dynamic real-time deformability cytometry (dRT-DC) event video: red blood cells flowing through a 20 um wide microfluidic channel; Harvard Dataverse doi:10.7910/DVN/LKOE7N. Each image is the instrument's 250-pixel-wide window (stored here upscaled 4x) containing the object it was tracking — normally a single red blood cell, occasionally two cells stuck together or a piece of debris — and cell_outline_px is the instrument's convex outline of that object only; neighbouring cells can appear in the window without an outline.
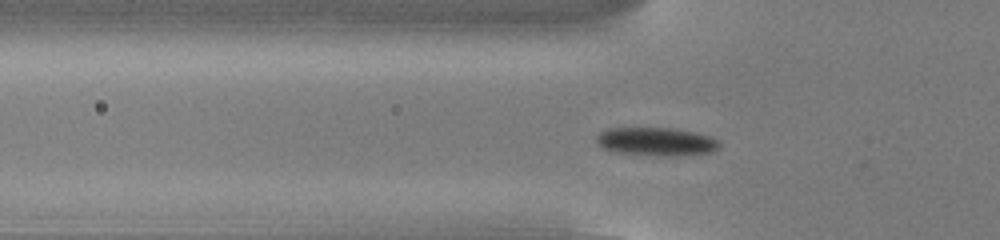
{"species": "common noctule bat (a hibernating species)", "species_latin": "Nyctalus noctula", "temperature_condition": "cold", "stored_images_in_passage": 53, "camera_frame_rate_fps": 3000, "um_per_image_px": 0.085, "animal": {"sex": "male", "body_mass_g": 13.0, "forearm_length_mm": 53.1}, "frame": {"image": 1, "passage_image": 17, "time_ms": 5.333, "image_size_px": [1000, 240], "cell_outline_px": [[720, 144], [712, 152], [676, 156], [660, 156], [616, 152], [600, 148], [596, 140], [596, 136], [600, 132], [608, 128], [672, 128], [696, 132], [712, 136]], "centroid_in_image_um": [55.75, 12.03], "position_along_channel_um": 70.0, "area_um2": 20.4}}
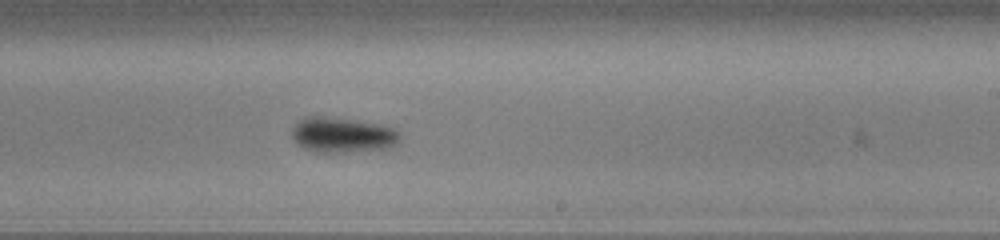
{"frame": {"image": 2, "passage_image": 32, "time_ms": 10.333, "image_size_px": [1000, 240], "cell_outline_px": [[400, 136], [396, 144], [388, 148], [348, 152], [316, 152], [304, 148], [296, 144], [292, 136], [292, 128], [304, 116], [320, 116], [384, 124], [396, 128], [400, 132]], "centroid_in_image_um": [29.13, 11.47], "position_along_channel_um": 259.9, "area_um2": 22.31}}
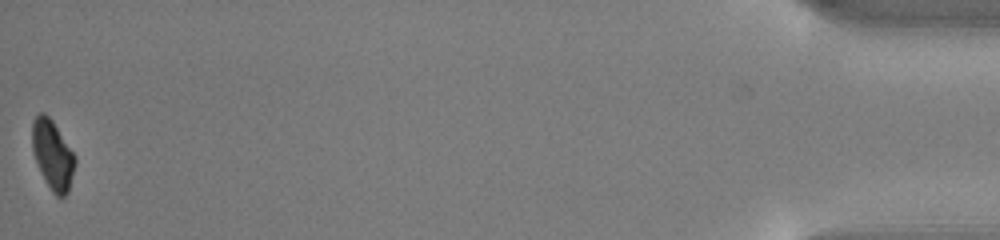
{"frame": {"image": 3, "passage_image": 53, "time_ms": 17.333, "image_size_px": [1000, 240], "cell_outline_px": [[76, 160], [68, 192], [64, 196], [56, 196], [52, 192], [32, 152], [32, 120], [40, 112], [44, 112], [52, 120], [76, 156]], "centroid_in_image_um": [4.47, 13.12], "position_along_channel_um": 430.7, "area_um2": 16.99}, "authors_computed_cell_mechanics": {"area_um2": 19.1318, "velocity_mm_per_s": 3.807, "shape_relaxation_time_tau1_ms": 1.4046, "shape_relaxation_time_tau2_ms": null, "deformation_change_tau1": 0.116, "deformation_change_tau2": null}}